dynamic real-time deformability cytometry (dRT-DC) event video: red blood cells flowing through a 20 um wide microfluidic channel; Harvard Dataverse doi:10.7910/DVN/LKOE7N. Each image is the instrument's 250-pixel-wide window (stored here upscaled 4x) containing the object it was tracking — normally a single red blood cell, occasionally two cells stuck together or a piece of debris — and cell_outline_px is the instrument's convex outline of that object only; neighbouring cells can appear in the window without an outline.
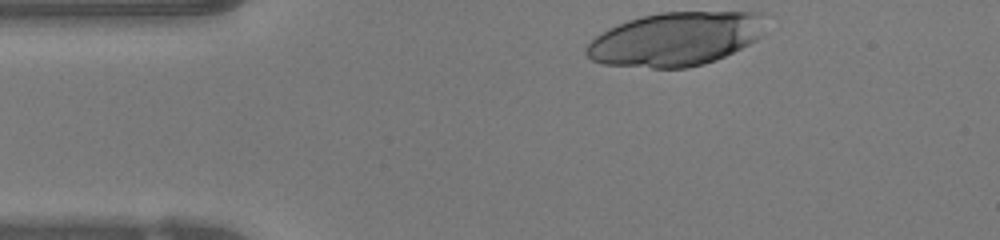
{"species": "human", "species_latin": "Homo sapiens", "temperature_condition": "warm", "stored_images_in_passage": 31, "camera_frame_rate_fps": 3000, "um_per_image_px": 0.085, "donor": {"sex": "female"}, "frame": {"image": 1, "passage_image": 1, "time_ms": 0.0, "image_size_px": [1000, 240], "cell_outline_px": [[768, 12], [760, 36], [756, 40], [716, 60], [704, 64], [688, 68], [652, 68], [604, 64], [592, 60], [584, 52], [584, 48], [596, 36], [608, 28], [628, 20], [660, 12]], "centroid_in_image_um": [57.43, 3.31], "position_along_channel_um": 27.6, "area_um2": 56.18}}
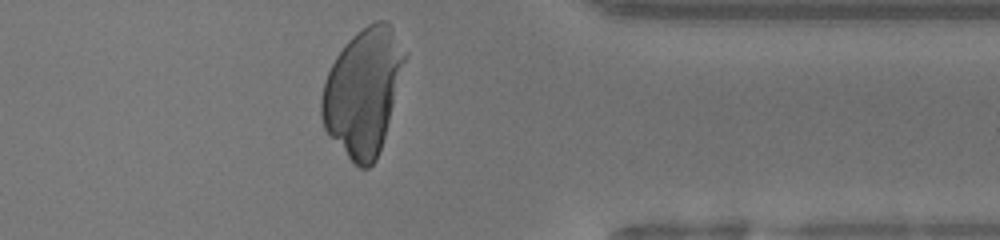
{"frame": {"image": 2, "passage_image": 31, "time_ms": 10.0, "image_size_px": [1000, 240], "cell_outline_px": [[404, 60], [384, 136], [376, 160], [368, 168], [360, 168], [348, 156], [324, 128], [320, 116], [320, 100], [324, 80], [336, 56], [344, 44], [356, 32], [368, 24], [376, 20], [384, 20], [392, 28], [404, 56]], "centroid_in_image_um": [30.79, 7.78], "position_along_channel_um": 380.6, "area_um2": 59.53}}